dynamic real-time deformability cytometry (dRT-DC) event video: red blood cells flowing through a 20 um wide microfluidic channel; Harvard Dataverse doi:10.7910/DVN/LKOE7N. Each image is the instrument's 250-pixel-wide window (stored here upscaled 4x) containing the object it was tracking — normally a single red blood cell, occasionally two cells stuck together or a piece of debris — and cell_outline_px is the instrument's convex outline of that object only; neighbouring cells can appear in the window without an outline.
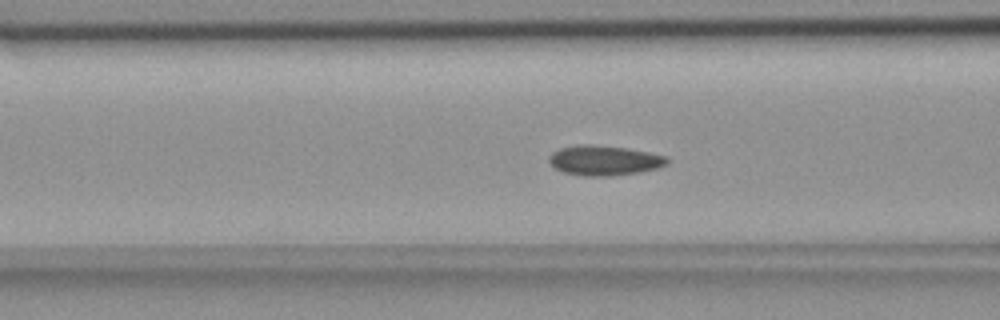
{"species": "common noctule bat (a hibernating species)", "species_latin": "Nyctalus noctula", "temperature_condition": "room temperature", "stored_images_in_passage": 55, "camera_frame_rate_fps": 3000, "um_per_image_px": 0.085, "animal": {"sex": "female", "body_mass_g": 18.4}, "frame": {"image": 1, "passage_image": 21, "time_ms": 6.667, "image_size_px": [1000, 320], "cell_outline_px": [[668, 164], [656, 168], [640, 172], [612, 176], [580, 176], [564, 172], [556, 168], [548, 160], [548, 156], [552, 152], [560, 148], [576, 144], [592, 144], [624, 148], [648, 152], [664, 156], [668, 160]], "centroid_in_image_um": [51.32, 13.64], "position_along_channel_um": 115.3, "area_um2": 20.58}}
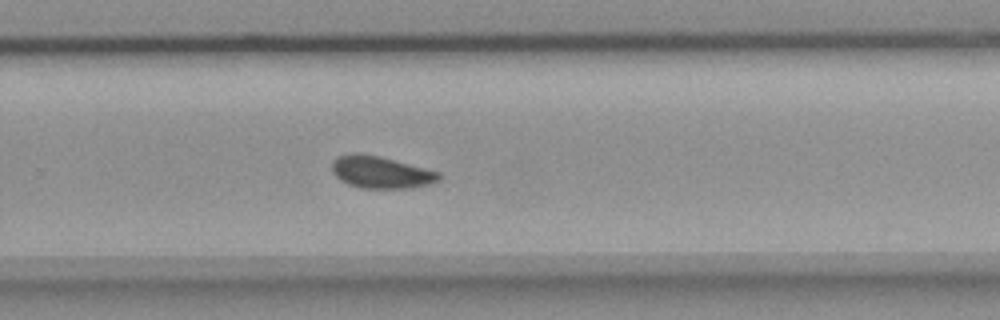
{"frame": {"image": 2, "passage_image": 36, "time_ms": 11.667, "image_size_px": [1000, 320], "cell_outline_px": [[440, 180], [428, 184], [412, 188], [360, 188], [348, 184], [340, 180], [332, 172], [332, 160], [336, 156], [352, 152], [356, 152], [380, 156], [440, 172]], "centroid_in_image_um": [32.33, 14.63], "position_along_channel_um": 297.5, "area_um2": 20.17}}
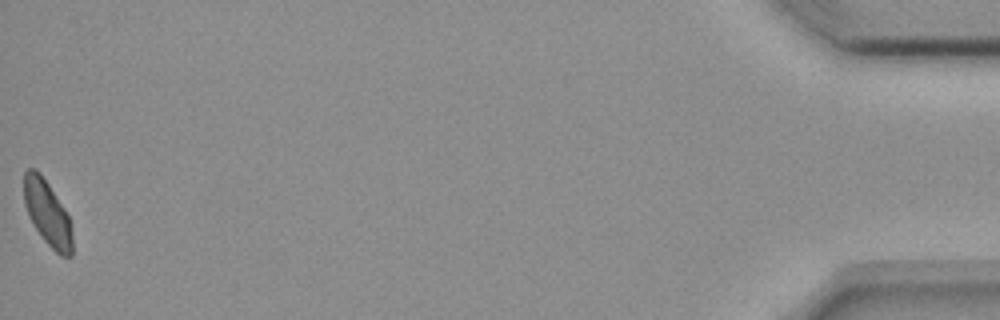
{"frame": {"image": 3, "passage_image": 55, "time_ms": 18.0, "image_size_px": [1000, 320], "cell_outline_px": [[72, 256], [60, 256], [44, 240], [32, 224], [28, 216], [24, 204], [24, 172], [28, 168], [36, 168], [40, 172], [64, 208], [68, 216], [72, 232]], "centroid_in_image_um": [4.01, 18.11], "position_along_channel_um": 431.2, "area_um2": 18.32}, "authors_computed_cell_mechanics": {"area_um2": 19.8832, "velocity_mm_per_s": 3.651, "shape_relaxation_time_tau1_ms": 6.6776, "shape_relaxation_time_tau2_ms": 2.7575, "deformation_change_tau1": 0.0928, "deformation_change_tau2": 0.0488}}